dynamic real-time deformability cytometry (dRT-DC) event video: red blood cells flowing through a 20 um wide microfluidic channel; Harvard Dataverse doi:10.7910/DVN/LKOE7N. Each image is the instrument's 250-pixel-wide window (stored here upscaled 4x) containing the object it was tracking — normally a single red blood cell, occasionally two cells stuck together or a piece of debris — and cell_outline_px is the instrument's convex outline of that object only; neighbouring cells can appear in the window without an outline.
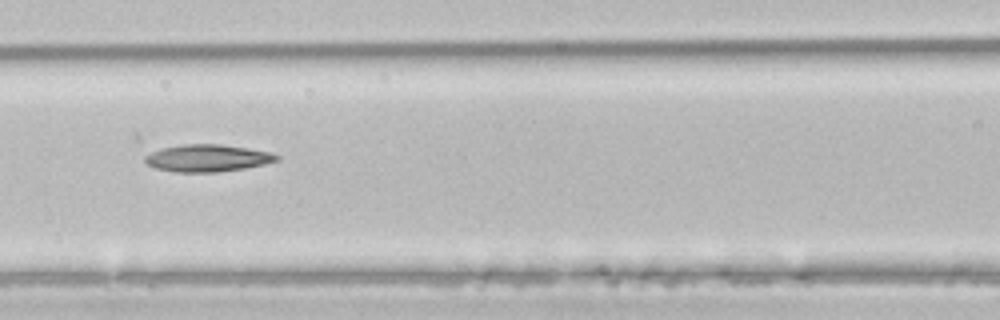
{"species": "common noctule bat (a hibernating species)", "species_latin": "Nyctalus noctula", "temperature_condition": "room temperature", "stored_images_in_passage": 6, "camera_frame_rate_fps": 3000, "um_per_image_px": 0.085, "animal": {"sex": "male", "body_mass_g": 21.5, "forearm_length_mm": 52.0}, "frame": {"image": 1, "passage_image": 6, "time_ms": 1.667, "image_size_px": [1000, 320], "cell_outline_px": [[280, 160], [264, 164], [244, 168], [216, 172], [176, 172], [156, 168], [148, 164], [144, 160], [144, 156], [152, 152], [164, 148], [184, 144], [220, 144], [248, 148], [268, 152], [280, 156]], "centroid_in_image_um": [17.65, 13.44], "position_along_channel_um": 149.0, "area_um2": 20.63}}